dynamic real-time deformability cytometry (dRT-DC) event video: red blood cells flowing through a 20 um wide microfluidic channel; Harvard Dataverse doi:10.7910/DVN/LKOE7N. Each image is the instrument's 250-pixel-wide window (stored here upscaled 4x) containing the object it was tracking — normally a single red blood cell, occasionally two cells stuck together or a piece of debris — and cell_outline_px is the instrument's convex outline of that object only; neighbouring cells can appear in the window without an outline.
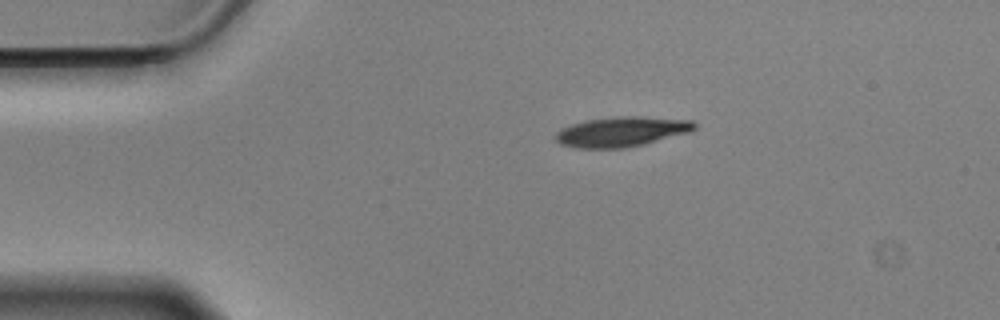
{"species": "Egyptian fruit bat (a non-hibernating species)", "species_latin": "Rousettus aegyptiacus", "temperature_condition": "cold", "stored_images_in_passage": 47, "camera_frame_rate_fps": 3000, "um_per_image_px": 0.085, "animal": {"sex": "male"}, "frame": {"image": 1, "passage_image": 1, "time_ms": 0.0, "image_size_px": [1000, 320], "cell_outline_px": [[696, 128], [688, 132], [644, 144], [624, 148], [576, 148], [560, 144], [552, 136], [560, 128], [572, 124], [588, 120], [616, 116], [636, 116], [692, 120], [696, 124]], "centroid_in_image_um": [52.78, 11.19], "position_along_channel_um": 32.2, "area_um2": 24.22}}
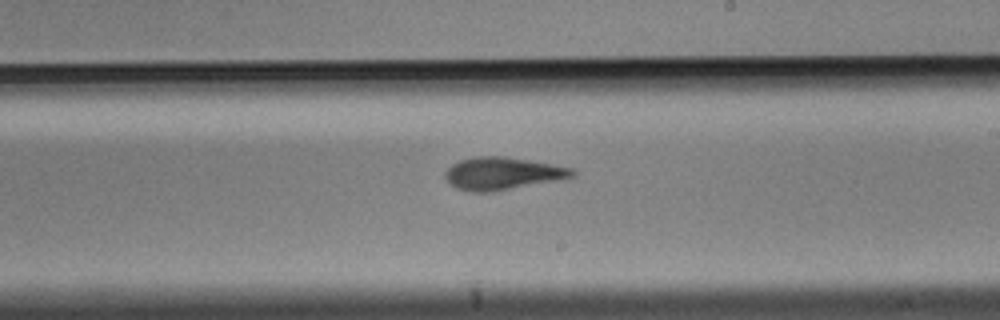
{"frame": {"image": 2, "passage_image": 23, "time_ms": 7.333, "image_size_px": [1000, 320], "cell_outline_px": [[576, 176], [560, 180], [492, 192], [472, 192], [456, 188], [444, 176], [444, 172], [452, 164], [460, 160], [476, 156], [504, 156], [552, 164], [572, 168], [576, 172]], "centroid_in_image_um": [42.73, 14.75], "position_along_channel_um": 246.3, "area_um2": 24.16}}
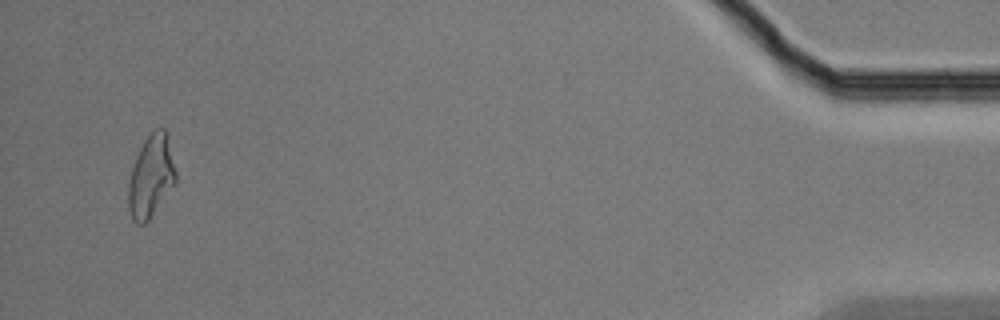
{"frame": {"image": 3, "passage_image": 45, "time_ms": 14.667, "image_size_px": [1000, 320], "cell_outline_px": [[176, 184], [148, 220], [144, 224], [136, 224], [132, 220], [128, 208], [128, 184], [132, 168], [136, 156], [144, 140], [156, 128], [164, 128], [176, 172]], "centroid_in_image_um": [12.82, 15.04], "position_along_channel_um": 422.4, "area_um2": 22.48}, "authors_computed_cell_mechanics": {"area_um2": 23.409, "velocity_mm_per_s": 3.5075, "shape_relaxation_time_tau1_ms": 8.9111, "shape_relaxation_time_tau2_ms": 4.2015, "deformation_change_tau1": 0.2067, "deformation_change_tau2": 0.1146}}